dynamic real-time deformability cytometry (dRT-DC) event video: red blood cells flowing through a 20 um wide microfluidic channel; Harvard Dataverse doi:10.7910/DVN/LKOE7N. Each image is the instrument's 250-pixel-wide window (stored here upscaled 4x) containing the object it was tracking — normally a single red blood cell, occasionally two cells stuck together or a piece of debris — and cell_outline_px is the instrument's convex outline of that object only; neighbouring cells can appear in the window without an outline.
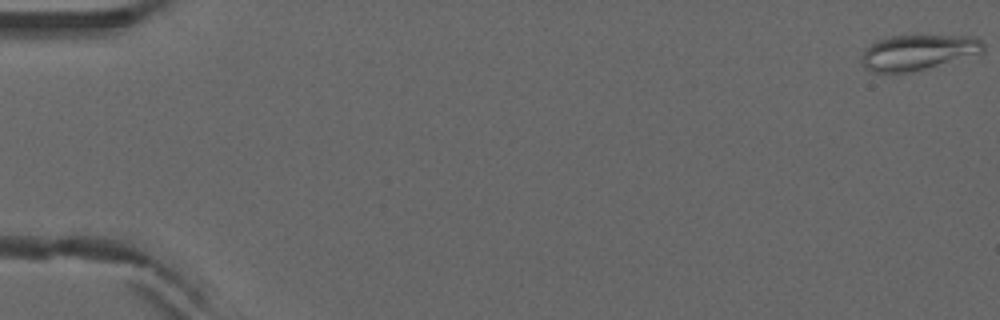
{"species": "common noctule bat (a hibernating species)", "species_latin": "Nyctalus noctula", "temperature_condition": "warm", "stored_images_in_passage": 5, "camera_frame_rate_fps": 3000, "um_per_image_px": 0.085, "animal": {"sex": "male", "forearm_length_mm": 52.5}, "frame": {"image": 1, "passage_image": 1, "time_ms": 0.0, "image_size_px": [1000, 320], "cell_outline_px": [[984, 52], [924, 68], [908, 72], [872, 72], [864, 68], [864, 48], [876, 40], [892, 36], [976, 36], [984, 44]], "centroid_in_image_um": [78.03, 4.43], "position_along_channel_um": 7.0, "area_um2": 24.51}}